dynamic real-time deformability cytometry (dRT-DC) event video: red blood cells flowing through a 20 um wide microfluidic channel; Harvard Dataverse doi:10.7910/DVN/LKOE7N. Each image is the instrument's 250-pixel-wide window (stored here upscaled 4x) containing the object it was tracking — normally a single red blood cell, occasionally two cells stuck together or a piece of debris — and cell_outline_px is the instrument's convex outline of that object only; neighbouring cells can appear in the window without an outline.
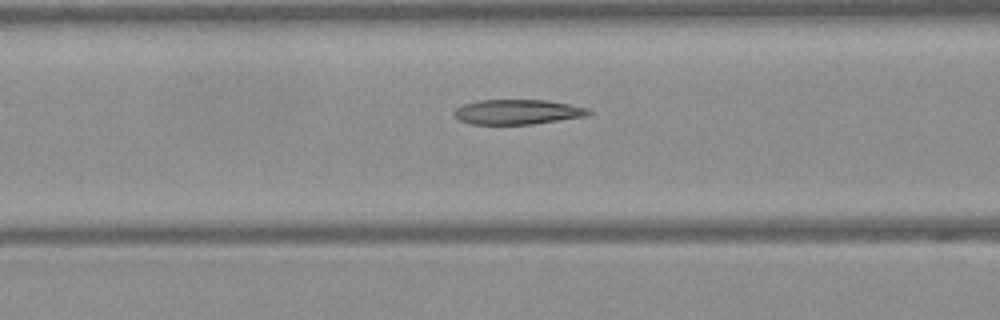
{"species": "Egyptian fruit bat (a non-hibernating species)", "species_latin": "Rousettus aegyptiacus", "temperature_condition": "warm", "stored_images_in_passage": 49, "camera_frame_rate_fps": 3000, "um_per_image_px": 0.085, "frame": {"image": 1, "passage_image": 20, "time_ms": 6.333, "image_size_px": [1000, 320], "cell_outline_px": [[592, 112], [588, 116], [532, 124], [472, 124], [460, 120], [452, 112], [456, 108], [464, 104], [480, 100], [548, 100], [588, 108]], "centroid_in_image_um": [44.01, 9.51], "position_along_channel_um": 122.6, "area_um2": 19.42}}
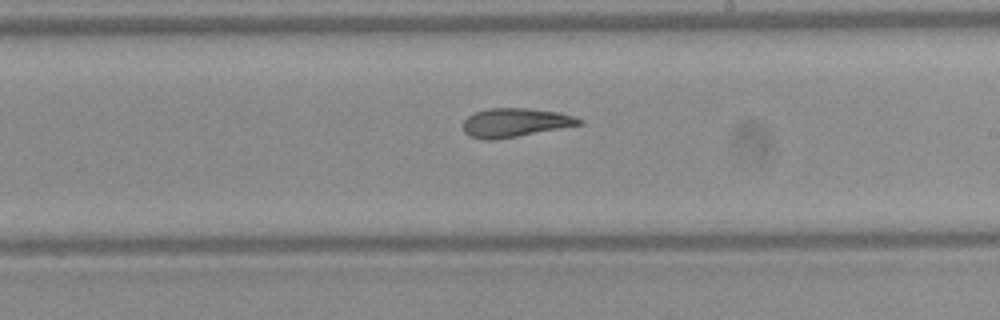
{"frame": {"image": 2, "passage_image": 29, "time_ms": 9.333, "image_size_px": [1000, 320], "cell_outline_px": [[584, 124], [516, 136], [492, 140], [484, 140], [472, 136], [464, 132], [464, 120], [468, 116], [476, 112], [488, 108], [524, 108], [556, 112], [572, 116], [584, 120]], "centroid_in_image_um": [43.78, 10.42], "position_along_channel_um": 245.2, "area_um2": 19.13}}
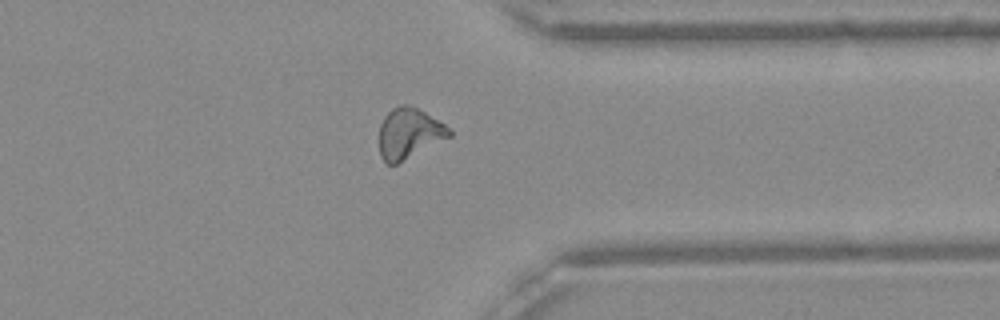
{"frame": {"image": 3, "passage_image": 39, "time_ms": 12.667, "image_size_px": [1000, 320], "cell_outline_px": [[452, 136], [396, 164], [388, 164], [380, 156], [380, 124], [384, 116], [392, 108], [400, 104], [408, 104], [424, 112], [444, 124], [452, 132]], "centroid_in_image_um": [34.76, 11.33], "position_along_channel_um": 376.6, "area_um2": 20.4}, "authors_computed_cell_mechanics": {"area_um2": 20.1722, "velocity_mm_per_s": 4.0807, "shape_relaxation_time_tau1_ms": null, "shape_relaxation_time_tau2_ms": 2.7081, "deformation_change_tau1": null, "deformation_change_tau2": 0.1075}}